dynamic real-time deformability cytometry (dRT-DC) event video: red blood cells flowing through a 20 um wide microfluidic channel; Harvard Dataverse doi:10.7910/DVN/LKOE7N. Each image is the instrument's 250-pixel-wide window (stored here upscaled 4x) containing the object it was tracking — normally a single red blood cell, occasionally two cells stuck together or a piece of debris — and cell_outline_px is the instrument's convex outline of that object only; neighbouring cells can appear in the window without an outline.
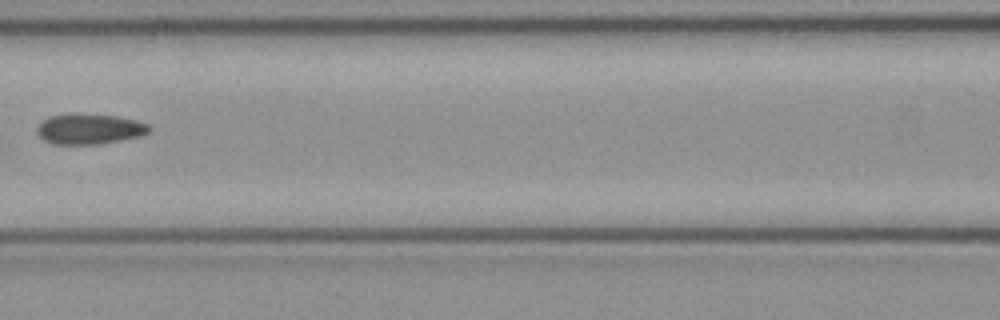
{"species": "common noctule bat (a hibernating species)", "species_latin": "Nyctalus noctula", "temperature_condition": "cold", "stored_images_in_passage": 8, "camera_frame_rate_fps": 3000, "um_per_image_px": 0.085, "animal": {"sex": "female", "body_mass_g": 21.9}, "frame": {"image": 1, "passage_image": 7, "time_ms": 2.0, "image_size_px": [1000, 320], "cell_outline_px": [[152, 132], [144, 136], [100, 144], [52, 144], [44, 140], [36, 132], [36, 128], [48, 116], [68, 112], [72, 112], [116, 116], [136, 120], [148, 124], [152, 128]], "centroid_in_image_um": [7.63, 10.95], "position_along_channel_um": 159.0, "area_um2": 20.46}}
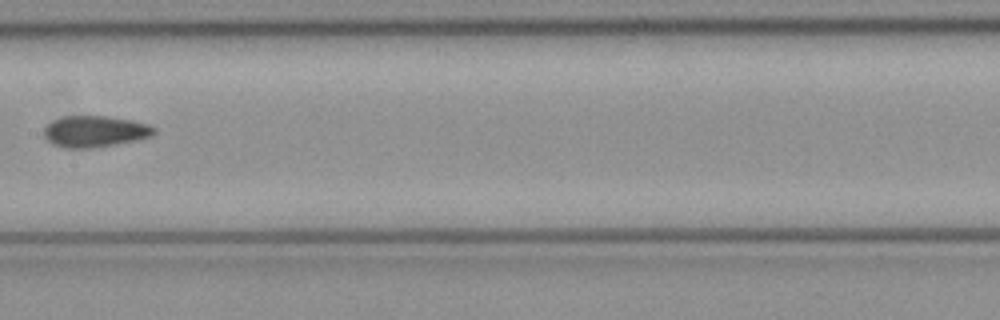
{"frame": {"image": 2, "passage_image": 8, "time_ms": 2.333, "image_size_px": [1000, 320], "cell_outline_px": [[156, 132], [152, 136], [136, 140], [116, 144], [92, 148], [64, 148], [52, 144], [44, 136], [44, 128], [52, 120], [64, 116], [108, 116], [132, 120], [148, 124], [156, 128]], "centroid_in_image_um": [8.07, 11.17], "position_along_channel_um": 199.3, "area_um2": 20.23}}